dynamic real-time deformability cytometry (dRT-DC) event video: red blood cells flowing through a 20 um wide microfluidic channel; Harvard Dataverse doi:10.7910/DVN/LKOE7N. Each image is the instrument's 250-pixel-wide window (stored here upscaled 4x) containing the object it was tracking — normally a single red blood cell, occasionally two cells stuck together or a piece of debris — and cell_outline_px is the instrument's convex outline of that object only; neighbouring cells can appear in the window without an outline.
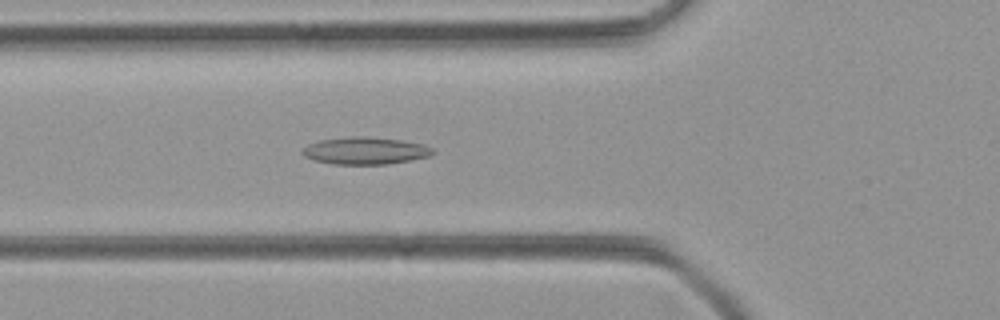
{"species": "common noctule bat (a hibernating species)", "species_latin": "Nyctalus noctula", "temperature_condition": "room temperature", "stored_images_in_passage": 37, "camera_frame_rate_fps": 3000, "um_per_image_px": 0.085, "animal": {"sex": "female", "body_mass_g": 21.9}, "frame": {"image": 1, "passage_image": 5, "time_ms": 1.333, "image_size_px": [1000, 320], "cell_outline_px": [[436, 152], [428, 156], [412, 160], [388, 164], [332, 164], [312, 160], [304, 156], [300, 152], [308, 144], [320, 140], [348, 136], [364, 136], [400, 140], [424, 144], [432, 148]], "centroid_in_image_um": [31.03, 12.81], "position_along_channel_um": 94.8, "area_um2": 20.81}}
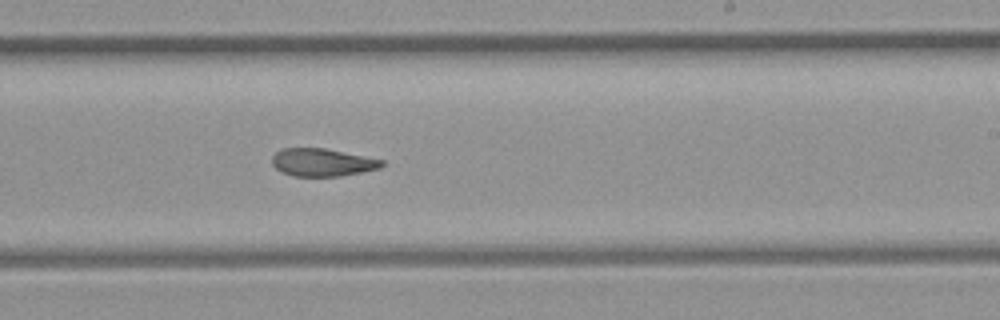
{"frame": {"image": 2, "passage_image": 17, "time_ms": 5.333, "image_size_px": [1000, 320], "cell_outline_px": [[384, 164], [380, 168], [340, 176], [292, 176], [280, 172], [272, 164], [272, 156], [276, 152], [284, 148], [324, 148], [384, 160]], "centroid_in_image_um": [27.37, 13.8], "position_along_channel_um": 261.6, "area_um2": 17.69}}
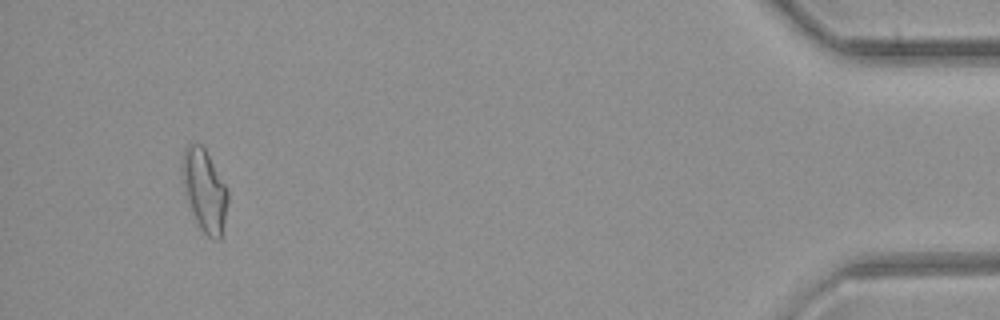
{"frame": {"image": 3, "passage_image": 34, "time_ms": 11.0, "image_size_px": [1000, 320], "cell_outline_px": [[228, 200], [220, 240], [212, 240], [200, 228], [192, 212], [188, 200], [180, 172], [180, 168], [184, 152], [188, 144], [200, 144], [204, 148], [224, 184], [228, 192]], "centroid_in_image_um": [17.37, 16.19], "position_along_channel_um": 417.8, "area_um2": 21.27}}